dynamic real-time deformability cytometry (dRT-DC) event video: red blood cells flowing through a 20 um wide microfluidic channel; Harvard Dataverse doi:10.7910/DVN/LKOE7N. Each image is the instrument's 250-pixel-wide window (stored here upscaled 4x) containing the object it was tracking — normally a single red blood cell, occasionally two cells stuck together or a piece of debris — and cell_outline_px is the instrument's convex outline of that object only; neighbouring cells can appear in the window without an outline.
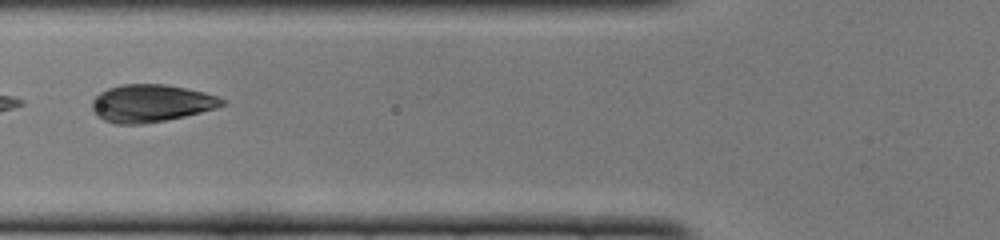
{"species": "common noctule bat (a hibernating species)", "species_latin": "Nyctalus noctula", "temperature_condition": "cold", "stored_images_in_passage": 46, "camera_frame_rate_fps": 3000, "um_per_image_px": 0.085, "animal": {"sex": "female", "body_mass_g": 22.0, "forearm_length_mm": 56.7}, "frame": {"image": 1, "passage_image": 18, "time_ms": 5.667, "image_size_px": [1000, 240], "cell_outline_px": [[228, 104], [216, 108], [184, 116], [144, 124], [116, 124], [104, 120], [96, 116], [92, 112], [92, 100], [100, 92], [108, 88], [124, 84], [164, 84], [188, 88], [204, 92], [216, 96], [224, 100]], "centroid_in_image_um": [12.82, 8.78], "position_along_channel_um": 113.0, "area_um2": 28.5}}
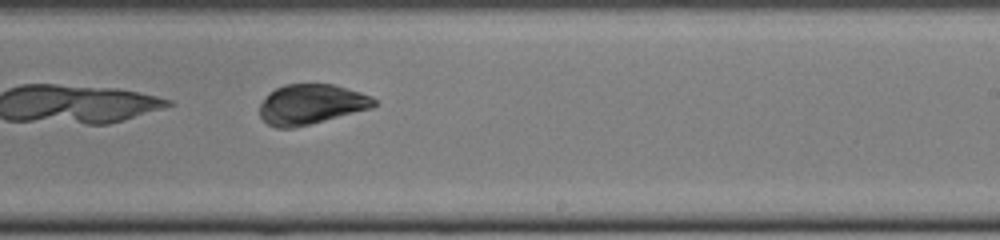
{"frame": {"image": 2, "passage_image": 29, "time_ms": 9.333, "image_size_px": [1000, 240], "cell_outline_px": [[376, 104], [372, 108], [292, 128], [276, 128], [268, 124], [260, 116], [260, 104], [268, 92], [284, 84], [332, 84], [360, 92], [372, 96], [376, 100]], "centroid_in_image_um": [26.42, 8.85], "position_along_channel_um": 262.6, "area_um2": 26.53}}
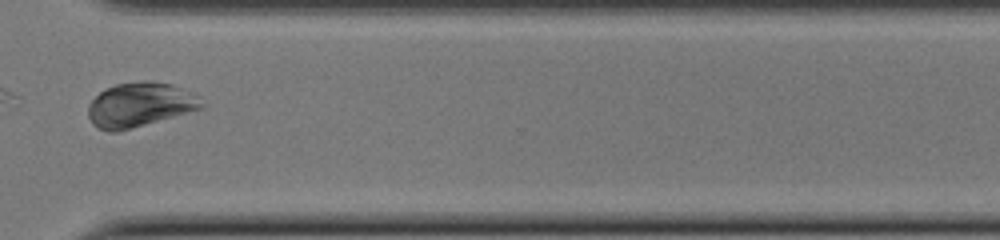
{"frame": {"image": 3, "passage_image": 36, "time_ms": 11.667, "image_size_px": [1000, 240], "cell_outline_px": [[204, 108], [132, 128], [116, 132], [108, 132], [96, 128], [92, 124], [88, 116], [88, 104], [100, 92], [116, 84], [140, 80], [148, 80], [172, 84], [200, 96], [204, 104]], "centroid_in_image_um": [11.89, 8.9], "position_along_channel_um": 358.7, "area_um2": 29.59}}